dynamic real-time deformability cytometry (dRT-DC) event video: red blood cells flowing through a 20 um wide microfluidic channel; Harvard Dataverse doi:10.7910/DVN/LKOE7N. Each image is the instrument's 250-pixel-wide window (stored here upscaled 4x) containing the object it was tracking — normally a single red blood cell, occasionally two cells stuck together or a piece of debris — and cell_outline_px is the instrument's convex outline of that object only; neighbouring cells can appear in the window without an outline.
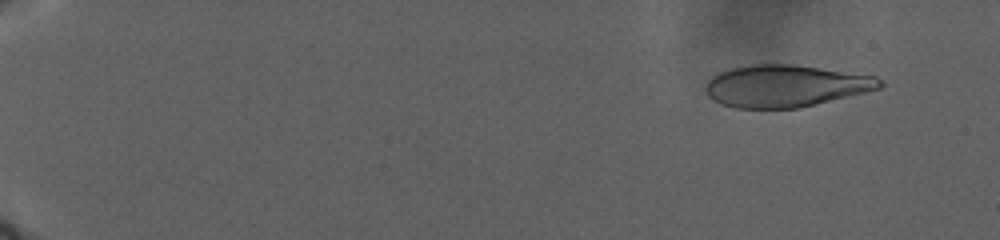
{"species": "human", "species_latin": "Homo sapiens", "temperature_condition": "warm", "stored_images_in_passage": 68, "camera_frame_rate_fps": 3000, "um_per_image_px": 0.085, "donor": {"sex": "male"}, "frame": {"image": 1, "passage_image": 13, "time_ms": 3.667, "image_size_px": [1000, 240], "cell_outline_px": [[884, 84], [880, 88], [816, 104], [796, 108], [736, 108], [724, 104], [708, 96], [704, 88], [708, 80], [712, 76], [720, 72], [732, 68], [748, 64], [792, 64], [876, 76]], "centroid_in_image_um": [66.74, 7.29], "position_along_channel_um": 18.3, "area_um2": 42.31}}
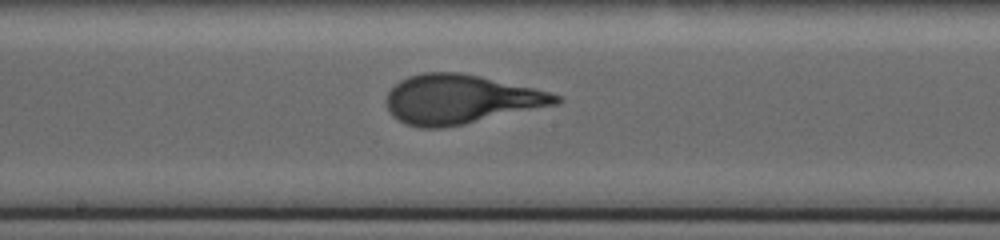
{"frame": {"image": 2, "passage_image": 47, "time_ms": 24.333, "image_size_px": [1000, 240], "cell_outline_px": [[564, 100], [560, 104], [464, 124], [440, 128], [420, 128], [404, 124], [392, 116], [388, 112], [384, 100], [388, 92], [400, 80], [408, 76], [424, 72], [460, 72], [480, 76], [532, 88], [564, 96]], "centroid_in_image_um": [39.12, 8.45], "position_along_channel_um": 209.1, "area_um2": 48.9}}
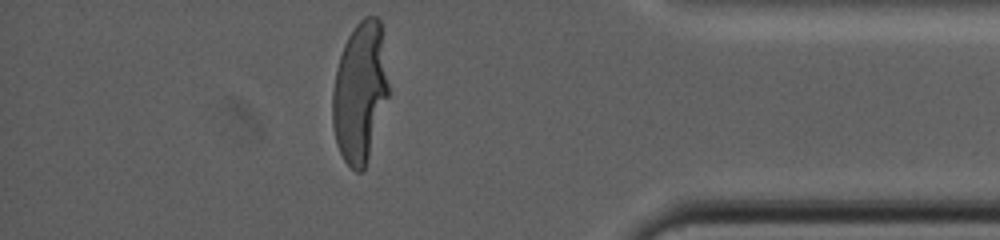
{"frame": {"image": 3, "passage_image": 66, "time_ms": 36.333, "image_size_px": [1000, 240], "cell_outline_px": [[388, 96], [368, 160], [364, 168], [360, 172], [356, 172], [344, 160], [336, 144], [332, 124], [332, 92], [336, 68], [344, 44], [348, 36], [356, 24], [364, 16], [376, 16], [380, 20], [388, 84]], "centroid_in_image_um": [30.57, 7.85], "position_along_channel_um": 404.6, "area_um2": 45.66}}